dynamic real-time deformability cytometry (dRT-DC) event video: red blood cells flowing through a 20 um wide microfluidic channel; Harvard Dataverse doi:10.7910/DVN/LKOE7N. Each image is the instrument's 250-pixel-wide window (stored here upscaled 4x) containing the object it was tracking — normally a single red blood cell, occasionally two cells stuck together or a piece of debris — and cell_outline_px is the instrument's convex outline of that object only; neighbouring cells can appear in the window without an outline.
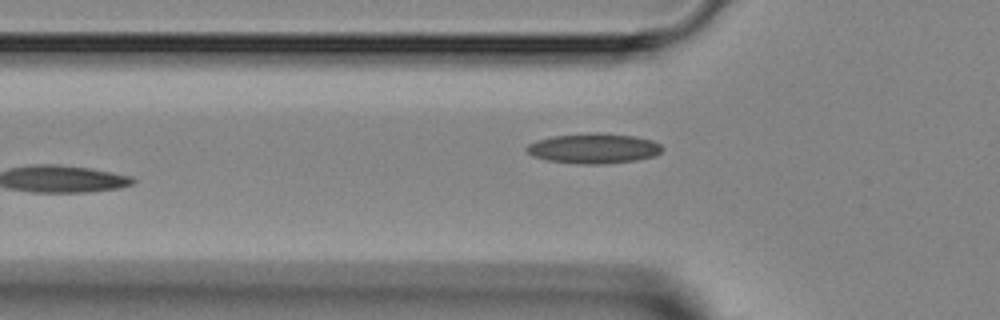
{"species": "Egyptian fruit bat (a non-hibernating species)", "species_latin": "Rousettus aegyptiacus", "temperature_condition": "room temperature", "stored_images_in_passage": 5, "camera_frame_rate_fps": 3000, "um_per_image_px": 0.085, "animal": {"sex": "female"}, "frame": {"image": 1, "passage_image": 5, "time_ms": 4.667, "image_size_px": [1000, 320], "cell_outline_px": [[664, 148], [656, 156], [636, 160], [604, 164], [580, 164], [548, 160], [532, 156], [524, 148], [528, 144], [536, 140], [552, 136], [588, 132], [600, 132], [632, 136], [652, 140], [660, 144]], "centroid_in_image_um": [50.45, 12.61], "position_along_channel_um": 75.3, "area_um2": 23.99}}